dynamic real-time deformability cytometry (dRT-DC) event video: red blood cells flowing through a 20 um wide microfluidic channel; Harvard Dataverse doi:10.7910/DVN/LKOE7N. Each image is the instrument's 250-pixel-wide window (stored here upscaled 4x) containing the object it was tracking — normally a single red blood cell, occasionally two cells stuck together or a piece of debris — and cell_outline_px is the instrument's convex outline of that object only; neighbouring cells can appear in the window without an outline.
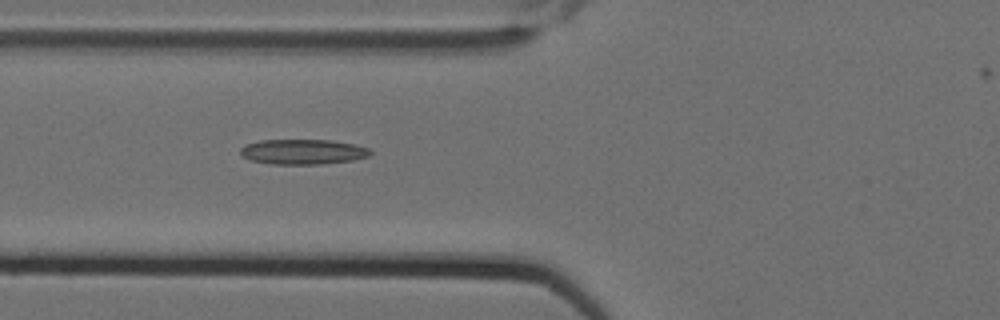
{"species": "Egyptian fruit bat (a non-hibernating species)", "species_latin": "Rousettus aegyptiacus", "temperature_condition": "cold", "stored_images_in_passage": 7, "camera_frame_rate_fps": 3000, "um_per_image_px": 0.085, "animal": {"sex": "female"}, "frame": {"image": 1, "passage_image": 7, "time_ms": 2.0, "image_size_px": [1000, 320], "cell_outline_px": [[372, 152], [368, 156], [352, 160], [320, 164], [272, 164], [252, 160], [240, 156], [240, 148], [244, 144], [260, 140], [332, 140], [356, 144], [368, 148]], "centroid_in_image_um": [25.72, 12.89], "position_along_channel_um": 100.1, "area_um2": 19.07}}